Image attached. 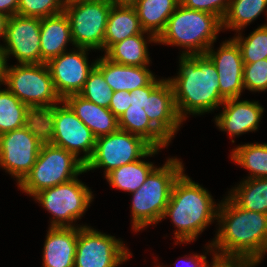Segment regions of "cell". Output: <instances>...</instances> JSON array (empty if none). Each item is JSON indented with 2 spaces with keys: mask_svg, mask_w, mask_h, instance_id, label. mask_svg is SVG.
Instances as JSON below:
<instances>
[{
  "mask_svg": "<svg viewBox=\"0 0 267 267\" xmlns=\"http://www.w3.org/2000/svg\"><path fill=\"white\" fill-rule=\"evenodd\" d=\"M223 200L217 211L218 232L207 245L209 252L217 258L261 262L267 252V214L245 210L229 196Z\"/></svg>",
  "mask_w": 267,
  "mask_h": 267,
  "instance_id": "1",
  "label": "cell"
},
{
  "mask_svg": "<svg viewBox=\"0 0 267 267\" xmlns=\"http://www.w3.org/2000/svg\"><path fill=\"white\" fill-rule=\"evenodd\" d=\"M177 77L168 78L179 117L211 112L225 101L219 93V76L206 54L181 55Z\"/></svg>",
  "mask_w": 267,
  "mask_h": 267,
  "instance_id": "2",
  "label": "cell"
},
{
  "mask_svg": "<svg viewBox=\"0 0 267 267\" xmlns=\"http://www.w3.org/2000/svg\"><path fill=\"white\" fill-rule=\"evenodd\" d=\"M214 202L208 190L184 172L178 177L162 217H170L177 227L174 232L176 244L193 242L209 223L217 219L219 204Z\"/></svg>",
  "mask_w": 267,
  "mask_h": 267,
  "instance_id": "3",
  "label": "cell"
},
{
  "mask_svg": "<svg viewBox=\"0 0 267 267\" xmlns=\"http://www.w3.org/2000/svg\"><path fill=\"white\" fill-rule=\"evenodd\" d=\"M184 172L177 158H168L161 167H155L142 186L132 192V228L135 232L162 221L175 181Z\"/></svg>",
  "mask_w": 267,
  "mask_h": 267,
  "instance_id": "4",
  "label": "cell"
},
{
  "mask_svg": "<svg viewBox=\"0 0 267 267\" xmlns=\"http://www.w3.org/2000/svg\"><path fill=\"white\" fill-rule=\"evenodd\" d=\"M221 30L222 21L216 15L179 4L157 38V43L187 49L181 55L205 54Z\"/></svg>",
  "mask_w": 267,
  "mask_h": 267,
  "instance_id": "5",
  "label": "cell"
},
{
  "mask_svg": "<svg viewBox=\"0 0 267 267\" xmlns=\"http://www.w3.org/2000/svg\"><path fill=\"white\" fill-rule=\"evenodd\" d=\"M85 172V165L72 153L53 144H43L35 164L18 187L33 197L43 189L65 183Z\"/></svg>",
  "mask_w": 267,
  "mask_h": 267,
  "instance_id": "6",
  "label": "cell"
},
{
  "mask_svg": "<svg viewBox=\"0 0 267 267\" xmlns=\"http://www.w3.org/2000/svg\"><path fill=\"white\" fill-rule=\"evenodd\" d=\"M159 150L160 148L152 147L140 136L118 130L96 138L95 150L85 165V171L105 168L104 175L106 176L113 169L140 158L152 157L158 154Z\"/></svg>",
  "mask_w": 267,
  "mask_h": 267,
  "instance_id": "7",
  "label": "cell"
},
{
  "mask_svg": "<svg viewBox=\"0 0 267 267\" xmlns=\"http://www.w3.org/2000/svg\"><path fill=\"white\" fill-rule=\"evenodd\" d=\"M33 198L53 217L50 227H75L93 201V194L77 177L36 193Z\"/></svg>",
  "mask_w": 267,
  "mask_h": 267,
  "instance_id": "8",
  "label": "cell"
},
{
  "mask_svg": "<svg viewBox=\"0 0 267 267\" xmlns=\"http://www.w3.org/2000/svg\"><path fill=\"white\" fill-rule=\"evenodd\" d=\"M3 84L28 107L62 102L46 63L7 65Z\"/></svg>",
  "mask_w": 267,
  "mask_h": 267,
  "instance_id": "9",
  "label": "cell"
},
{
  "mask_svg": "<svg viewBox=\"0 0 267 267\" xmlns=\"http://www.w3.org/2000/svg\"><path fill=\"white\" fill-rule=\"evenodd\" d=\"M109 1L65 2L74 46L104 51V37L111 9Z\"/></svg>",
  "mask_w": 267,
  "mask_h": 267,
  "instance_id": "10",
  "label": "cell"
},
{
  "mask_svg": "<svg viewBox=\"0 0 267 267\" xmlns=\"http://www.w3.org/2000/svg\"><path fill=\"white\" fill-rule=\"evenodd\" d=\"M130 256L120 239L79 225L74 267H118Z\"/></svg>",
  "mask_w": 267,
  "mask_h": 267,
  "instance_id": "11",
  "label": "cell"
},
{
  "mask_svg": "<svg viewBox=\"0 0 267 267\" xmlns=\"http://www.w3.org/2000/svg\"><path fill=\"white\" fill-rule=\"evenodd\" d=\"M42 144L24 126L0 135V167L19 184L35 164Z\"/></svg>",
  "mask_w": 267,
  "mask_h": 267,
  "instance_id": "12",
  "label": "cell"
},
{
  "mask_svg": "<svg viewBox=\"0 0 267 267\" xmlns=\"http://www.w3.org/2000/svg\"><path fill=\"white\" fill-rule=\"evenodd\" d=\"M40 24V18L8 17L3 39L6 58L13 55L19 64H41Z\"/></svg>",
  "mask_w": 267,
  "mask_h": 267,
  "instance_id": "13",
  "label": "cell"
},
{
  "mask_svg": "<svg viewBox=\"0 0 267 267\" xmlns=\"http://www.w3.org/2000/svg\"><path fill=\"white\" fill-rule=\"evenodd\" d=\"M95 143L96 137L71 108L63 100L57 103L52 144L69 151L86 165L94 153ZM82 151L84 155L79 158Z\"/></svg>",
  "mask_w": 267,
  "mask_h": 267,
  "instance_id": "14",
  "label": "cell"
},
{
  "mask_svg": "<svg viewBox=\"0 0 267 267\" xmlns=\"http://www.w3.org/2000/svg\"><path fill=\"white\" fill-rule=\"evenodd\" d=\"M76 50L63 52L46 63L55 90L62 100L82 90L89 73L96 65V60L91 65L88 64L87 53L90 49L77 47Z\"/></svg>",
  "mask_w": 267,
  "mask_h": 267,
  "instance_id": "15",
  "label": "cell"
},
{
  "mask_svg": "<svg viewBox=\"0 0 267 267\" xmlns=\"http://www.w3.org/2000/svg\"><path fill=\"white\" fill-rule=\"evenodd\" d=\"M220 45L217 52L211 46L205 53L217 69L219 93L224 99L240 98L244 89L240 47L233 38Z\"/></svg>",
  "mask_w": 267,
  "mask_h": 267,
  "instance_id": "16",
  "label": "cell"
},
{
  "mask_svg": "<svg viewBox=\"0 0 267 267\" xmlns=\"http://www.w3.org/2000/svg\"><path fill=\"white\" fill-rule=\"evenodd\" d=\"M143 109L150 122L171 142L183 120L178 115L173 88L168 79H163L146 95Z\"/></svg>",
  "mask_w": 267,
  "mask_h": 267,
  "instance_id": "17",
  "label": "cell"
},
{
  "mask_svg": "<svg viewBox=\"0 0 267 267\" xmlns=\"http://www.w3.org/2000/svg\"><path fill=\"white\" fill-rule=\"evenodd\" d=\"M222 105V113L215 117V124L220 130L235 137L258 129L264 112V108L258 101H239V98H229L225 99Z\"/></svg>",
  "mask_w": 267,
  "mask_h": 267,
  "instance_id": "18",
  "label": "cell"
},
{
  "mask_svg": "<svg viewBox=\"0 0 267 267\" xmlns=\"http://www.w3.org/2000/svg\"><path fill=\"white\" fill-rule=\"evenodd\" d=\"M43 249V267H74L79 227H49Z\"/></svg>",
  "mask_w": 267,
  "mask_h": 267,
  "instance_id": "19",
  "label": "cell"
},
{
  "mask_svg": "<svg viewBox=\"0 0 267 267\" xmlns=\"http://www.w3.org/2000/svg\"><path fill=\"white\" fill-rule=\"evenodd\" d=\"M95 67L103 74L112 92H132L149 85L156 77L147 66H127L112 62L105 56L96 60Z\"/></svg>",
  "mask_w": 267,
  "mask_h": 267,
  "instance_id": "20",
  "label": "cell"
},
{
  "mask_svg": "<svg viewBox=\"0 0 267 267\" xmlns=\"http://www.w3.org/2000/svg\"><path fill=\"white\" fill-rule=\"evenodd\" d=\"M63 101L96 138L119 130L118 118L109 108L101 107L79 94L68 95Z\"/></svg>",
  "mask_w": 267,
  "mask_h": 267,
  "instance_id": "21",
  "label": "cell"
},
{
  "mask_svg": "<svg viewBox=\"0 0 267 267\" xmlns=\"http://www.w3.org/2000/svg\"><path fill=\"white\" fill-rule=\"evenodd\" d=\"M69 42L74 45L70 22L64 12L41 19V63H47L52 58L58 57L63 52H66L67 43Z\"/></svg>",
  "mask_w": 267,
  "mask_h": 267,
  "instance_id": "22",
  "label": "cell"
},
{
  "mask_svg": "<svg viewBox=\"0 0 267 267\" xmlns=\"http://www.w3.org/2000/svg\"><path fill=\"white\" fill-rule=\"evenodd\" d=\"M145 33L149 43H157V38L146 31L141 34L130 36L121 42L113 44L104 54V56L112 62L127 65V66H147L149 65L150 57L148 45L145 38Z\"/></svg>",
  "mask_w": 267,
  "mask_h": 267,
  "instance_id": "23",
  "label": "cell"
},
{
  "mask_svg": "<svg viewBox=\"0 0 267 267\" xmlns=\"http://www.w3.org/2000/svg\"><path fill=\"white\" fill-rule=\"evenodd\" d=\"M143 32L134 7L111 6L104 37V52L113 44Z\"/></svg>",
  "mask_w": 267,
  "mask_h": 267,
  "instance_id": "24",
  "label": "cell"
},
{
  "mask_svg": "<svg viewBox=\"0 0 267 267\" xmlns=\"http://www.w3.org/2000/svg\"><path fill=\"white\" fill-rule=\"evenodd\" d=\"M179 4L180 0H138L134 8L142 29L158 38Z\"/></svg>",
  "mask_w": 267,
  "mask_h": 267,
  "instance_id": "25",
  "label": "cell"
},
{
  "mask_svg": "<svg viewBox=\"0 0 267 267\" xmlns=\"http://www.w3.org/2000/svg\"><path fill=\"white\" fill-rule=\"evenodd\" d=\"M119 130L142 137L152 147L165 148L169 140L150 122L141 107L130 106L118 118Z\"/></svg>",
  "mask_w": 267,
  "mask_h": 267,
  "instance_id": "26",
  "label": "cell"
},
{
  "mask_svg": "<svg viewBox=\"0 0 267 267\" xmlns=\"http://www.w3.org/2000/svg\"><path fill=\"white\" fill-rule=\"evenodd\" d=\"M230 192L228 196L239 207L267 214V178L244 179Z\"/></svg>",
  "mask_w": 267,
  "mask_h": 267,
  "instance_id": "27",
  "label": "cell"
},
{
  "mask_svg": "<svg viewBox=\"0 0 267 267\" xmlns=\"http://www.w3.org/2000/svg\"><path fill=\"white\" fill-rule=\"evenodd\" d=\"M154 168L152 162L149 163L139 159L113 169L105 178L113 188L132 193L142 186L146 177Z\"/></svg>",
  "mask_w": 267,
  "mask_h": 267,
  "instance_id": "28",
  "label": "cell"
},
{
  "mask_svg": "<svg viewBox=\"0 0 267 267\" xmlns=\"http://www.w3.org/2000/svg\"><path fill=\"white\" fill-rule=\"evenodd\" d=\"M264 11L267 14V0H231L222 28L234 29L238 33Z\"/></svg>",
  "mask_w": 267,
  "mask_h": 267,
  "instance_id": "29",
  "label": "cell"
},
{
  "mask_svg": "<svg viewBox=\"0 0 267 267\" xmlns=\"http://www.w3.org/2000/svg\"><path fill=\"white\" fill-rule=\"evenodd\" d=\"M231 153L232 161L250 171L247 178H267V143H247Z\"/></svg>",
  "mask_w": 267,
  "mask_h": 267,
  "instance_id": "30",
  "label": "cell"
},
{
  "mask_svg": "<svg viewBox=\"0 0 267 267\" xmlns=\"http://www.w3.org/2000/svg\"><path fill=\"white\" fill-rule=\"evenodd\" d=\"M56 104L28 107L24 127L43 144H52L55 129Z\"/></svg>",
  "mask_w": 267,
  "mask_h": 267,
  "instance_id": "31",
  "label": "cell"
},
{
  "mask_svg": "<svg viewBox=\"0 0 267 267\" xmlns=\"http://www.w3.org/2000/svg\"><path fill=\"white\" fill-rule=\"evenodd\" d=\"M28 106L8 89H0V135L24 126Z\"/></svg>",
  "mask_w": 267,
  "mask_h": 267,
  "instance_id": "32",
  "label": "cell"
},
{
  "mask_svg": "<svg viewBox=\"0 0 267 267\" xmlns=\"http://www.w3.org/2000/svg\"><path fill=\"white\" fill-rule=\"evenodd\" d=\"M239 45L243 64L267 59V23L255 29L248 37H242L239 31L233 38Z\"/></svg>",
  "mask_w": 267,
  "mask_h": 267,
  "instance_id": "33",
  "label": "cell"
},
{
  "mask_svg": "<svg viewBox=\"0 0 267 267\" xmlns=\"http://www.w3.org/2000/svg\"><path fill=\"white\" fill-rule=\"evenodd\" d=\"M78 94L101 107L109 108L113 92L103 74L94 67Z\"/></svg>",
  "mask_w": 267,
  "mask_h": 267,
  "instance_id": "34",
  "label": "cell"
},
{
  "mask_svg": "<svg viewBox=\"0 0 267 267\" xmlns=\"http://www.w3.org/2000/svg\"><path fill=\"white\" fill-rule=\"evenodd\" d=\"M66 0H18L17 14L45 18L64 12Z\"/></svg>",
  "mask_w": 267,
  "mask_h": 267,
  "instance_id": "35",
  "label": "cell"
},
{
  "mask_svg": "<svg viewBox=\"0 0 267 267\" xmlns=\"http://www.w3.org/2000/svg\"><path fill=\"white\" fill-rule=\"evenodd\" d=\"M243 86L252 92L267 91V59L243 65Z\"/></svg>",
  "mask_w": 267,
  "mask_h": 267,
  "instance_id": "36",
  "label": "cell"
},
{
  "mask_svg": "<svg viewBox=\"0 0 267 267\" xmlns=\"http://www.w3.org/2000/svg\"><path fill=\"white\" fill-rule=\"evenodd\" d=\"M231 0H180L186 8L204 11L216 15L221 21L224 19Z\"/></svg>",
  "mask_w": 267,
  "mask_h": 267,
  "instance_id": "37",
  "label": "cell"
},
{
  "mask_svg": "<svg viewBox=\"0 0 267 267\" xmlns=\"http://www.w3.org/2000/svg\"><path fill=\"white\" fill-rule=\"evenodd\" d=\"M130 106V92L124 90L113 92L109 110L117 118H119Z\"/></svg>",
  "mask_w": 267,
  "mask_h": 267,
  "instance_id": "38",
  "label": "cell"
},
{
  "mask_svg": "<svg viewBox=\"0 0 267 267\" xmlns=\"http://www.w3.org/2000/svg\"><path fill=\"white\" fill-rule=\"evenodd\" d=\"M213 261L208 267H255L260 261L255 259L217 258L212 255Z\"/></svg>",
  "mask_w": 267,
  "mask_h": 267,
  "instance_id": "39",
  "label": "cell"
},
{
  "mask_svg": "<svg viewBox=\"0 0 267 267\" xmlns=\"http://www.w3.org/2000/svg\"><path fill=\"white\" fill-rule=\"evenodd\" d=\"M163 79H154L149 85L137 88L134 91L130 92V103L132 106H137L144 108L146 103V95H149L150 92L162 81Z\"/></svg>",
  "mask_w": 267,
  "mask_h": 267,
  "instance_id": "40",
  "label": "cell"
},
{
  "mask_svg": "<svg viewBox=\"0 0 267 267\" xmlns=\"http://www.w3.org/2000/svg\"><path fill=\"white\" fill-rule=\"evenodd\" d=\"M18 0H0V12L8 17L17 14Z\"/></svg>",
  "mask_w": 267,
  "mask_h": 267,
  "instance_id": "41",
  "label": "cell"
},
{
  "mask_svg": "<svg viewBox=\"0 0 267 267\" xmlns=\"http://www.w3.org/2000/svg\"><path fill=\"white\" fill-rule=\"evenodd\" d=\"M186 263L184 261V263L186 264L187 267H208V261L206 260L207 257L203 254L198 255V254H194L190 257H186L185 258Z\"/></svg>",
  "mask_w": 267,
  "mask_h": 267,
  "instance_id": "42",
  "label": "cell"
},
{
  "mask_svg": "<svg viewBox=\"0 0 267 267\" xmlns=\"http://www.w3.org/2000/svg\"><path fill=\"white\" fill-rule=\"evenodd\" d=\"M7 58L4 47L0 45V85L3 84L6 69H7Z\"/></svg>",
  "mask_w": 267,
  "mask_h": 267,
  "instance_id": "43",
  "label": "cell"
},
{
  "mask_svg": "<svg viewBox=\"0 0 267 267\" xmlns=\"http://www.w3.org/2000/svg\"><path fill=\"white\" fill-rule=\"evenodd\" d=\"M138 0H109L112 6L134 7Z\"/></svg>",
  "mask_w": 267,
  "mask_h": 267,
  "instance_id": "44",
  "label": "cell"
},
{
  "mask_svg": "<svg viewBox=\"0 0 267 267\" xmlns=\"http://www.w3.org/2000/svg\"><path fill=\"white\" fill-rule=\"evenodd\" d=\"M8 16L0 12V37L3 40L5 35L6 23Z\"/></svg>",
  "mask_w": 267,
  "mask_h": 267,
  "instance_id": "45",
  "label": "cell"
},
{
  "mask_svg": "<svg viewBox=\"0 0 267 267\" xmlns=\"http://www.w3.org/2000/svg\"><path fill=\"white\" fill-rule=\"evenodd\" d=\"M85 1H109V0H66L65 2H85Z\"/></svg>",
  "mask_w": 267,
  "mask_h": 267,
  "instance_id": "46",
  "label": "cell"
}]
</instances>
